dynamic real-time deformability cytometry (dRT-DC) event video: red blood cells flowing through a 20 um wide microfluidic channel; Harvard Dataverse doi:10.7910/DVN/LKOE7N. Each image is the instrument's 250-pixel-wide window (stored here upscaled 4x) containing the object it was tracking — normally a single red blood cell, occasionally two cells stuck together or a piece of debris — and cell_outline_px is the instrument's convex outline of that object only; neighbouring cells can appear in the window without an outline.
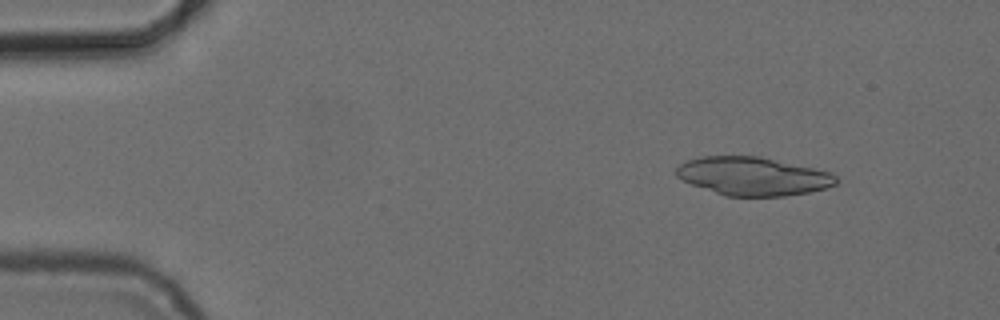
{"species": "common noctule bat (a hibernating species)", "species_latin": "Nyctalus noctula", "temperature_condition": "cold", "stored_images_in_passage": 6, "camera_frame_rate_fps": 3000, "um_per_image_px": 0.085, "animal": {"sex": "female", "body_mass_g": 24.6, "forearm_length_mm": 56.2}, "frame": {"image": 1, "passage_image": 1, "time_ms": 0.0, "image_size_px": [1000, 320], "cell_outline_px": [[836, 184], [824, 188], [808, 192], [784, 196], [724, 196], [692, 184], [676, 176], [676, 168], [680, 164], [688, 160], [704, 156], [760, 156], [812, 168], [828, 172], [836, 176]], "centroid_in_image_um": [63.97, 14.98], "position_along_channel_um": 21.0, "area_um2": 35.32}}
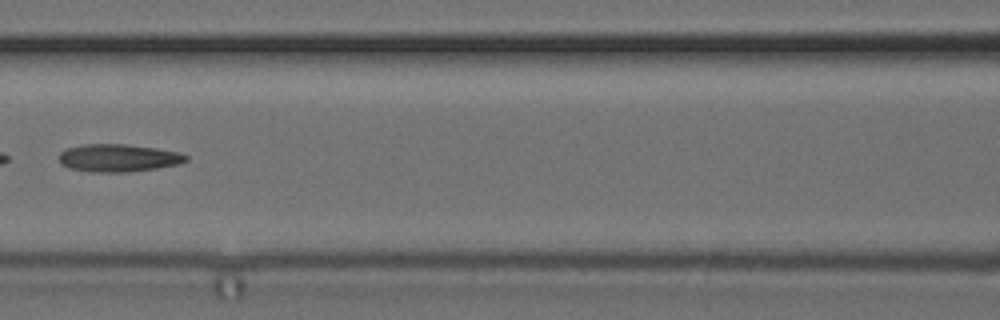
{"frame": {"image": 2, "passage_image": 6, "time_ms": 6.0, "image_size_px": [1000, 320], "cell_outline_px": [[188, 160], [180, 164], [156, 168], [128, 172], [88, 172], [68, 168], [60, 164], [60, 152], [68, 148], [84, 144], [128, 144], [156, 148], [180, 152], [188, 156]], "centroid_in_image_um": [10.07, 13.43], "position_along_channel_um": 156.5, "area_um2": 20.63}}